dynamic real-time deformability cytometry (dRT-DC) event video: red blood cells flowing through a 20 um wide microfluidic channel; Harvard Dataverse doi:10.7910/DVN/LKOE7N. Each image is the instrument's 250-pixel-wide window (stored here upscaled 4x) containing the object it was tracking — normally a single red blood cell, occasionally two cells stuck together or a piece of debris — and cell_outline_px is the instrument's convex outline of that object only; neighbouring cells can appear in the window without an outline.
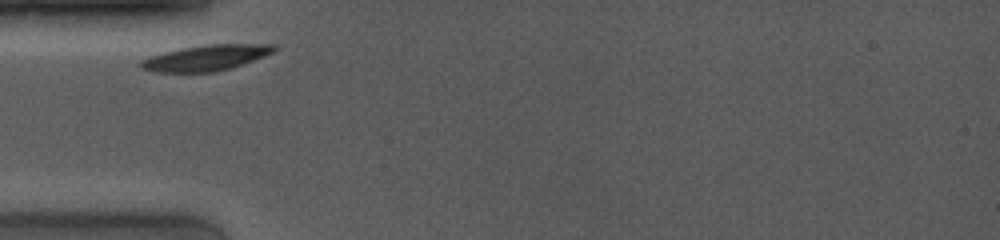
{"species": "common noctule bat (a hibernating species)", "species_latin": "Nyctalus noctula", "temperature_condition": "room temperature", "stored_images_in_passage": 4, "camera_frame_rate_fps": 4000, "um_per_image_px": 0.085, "animal": {"sex": "female", "body_mass_g": 19.0, "forearm_length_mm": 53.3}, "frame": {"image": 1, "passage_image": 1, "time_ms": 0.0, "image_size_px": [1000, 240], "cell_outline_px": [[280, 48], [264, 56], [232, 68], [216, 72], [156, 72], [140, 68], [140, 60], [164, 52], [180, 48], [204, 44], [280, 44]], "centroid_in_image_um": [17.55, 4.9], "position_along_channel_um": 67.4, "area_um2": 20.11}}